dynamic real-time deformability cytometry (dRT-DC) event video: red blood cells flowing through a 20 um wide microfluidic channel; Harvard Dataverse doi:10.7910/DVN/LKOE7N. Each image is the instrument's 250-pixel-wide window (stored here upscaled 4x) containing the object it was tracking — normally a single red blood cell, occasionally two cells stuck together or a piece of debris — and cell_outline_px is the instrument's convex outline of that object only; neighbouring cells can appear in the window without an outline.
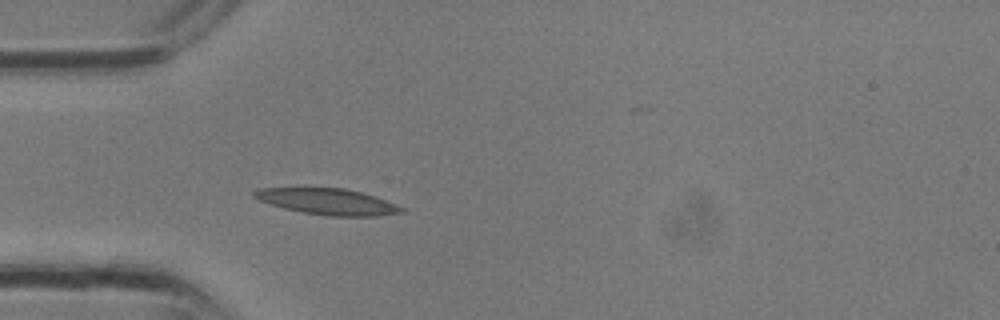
{"species": "common noctule bat (a hibernating species)", "species_latin": "Nyctalus noctula", "temperature_condition": "room temperature", "stored_images_in_passage": 4, "camera_frame_rate_fps": 3000, "um_per_image_px": 0.085, "animal": {"sex": "male", "body_mass_g": 13.3}, "frame": {"image": 1, "passage_image": 3, "time_ms": 0.667, "image_size_px": [1000, 320], "cell_outline_px": [[404, 212], [376, 216], [328, 216], [300, 212], [284, 208], [260, 200], [252, 196], [252, 192], [260, 188], [344, 188], [376, 196], [396, 204], [404, 208]], "centroid_in_image_um": [27.87, 17.14], "position_along_channel_um": 57.1, "area_um2": 22.31}}